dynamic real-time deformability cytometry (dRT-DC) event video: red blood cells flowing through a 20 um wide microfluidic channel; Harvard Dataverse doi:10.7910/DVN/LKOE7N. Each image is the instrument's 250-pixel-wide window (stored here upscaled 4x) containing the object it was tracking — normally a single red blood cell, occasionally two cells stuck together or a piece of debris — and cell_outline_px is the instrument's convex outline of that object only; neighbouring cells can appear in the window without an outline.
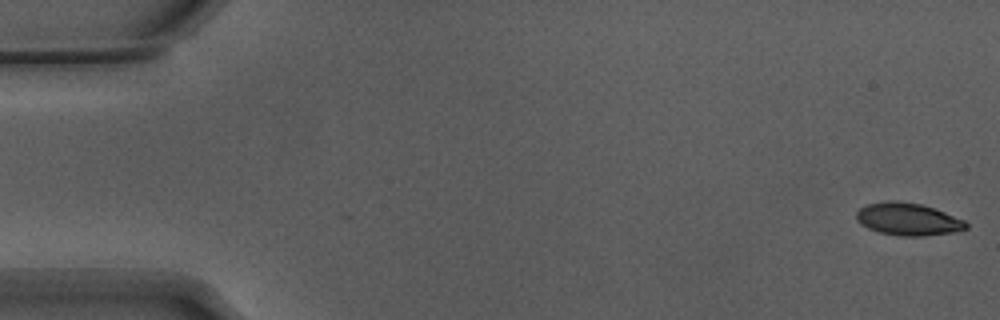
{"species": "Egyptian fruit bat (a non-hibernating species)", "species_latin": "Rousettus aegyptiacus", "temperature_condition": "warm", "stored_images_in_passage": 54, "camera_frame_rate_fps": 3000, "um_per_image_px": 0.085, "animal": {"sex": "male"}, "frame": {"image": 1, "passage_image": 1, "time_ms": 0.0, "image_size_px": [1000, 320], "cell_outline_px": [[968, 228], [952, 232], [924, 236], [900, 236], [880, 232], [868, 228], [860, 224], [856, 220], [856, 212], [860, 208], [868, 204], [892, 200], [896, 200], [920, 204], [944, 212], [964, 220], [968, 224]], "centroid_in_image_um": [77.16, 18.63], "position_along_channel_um": 7.8, "area_um2": 20.58}}
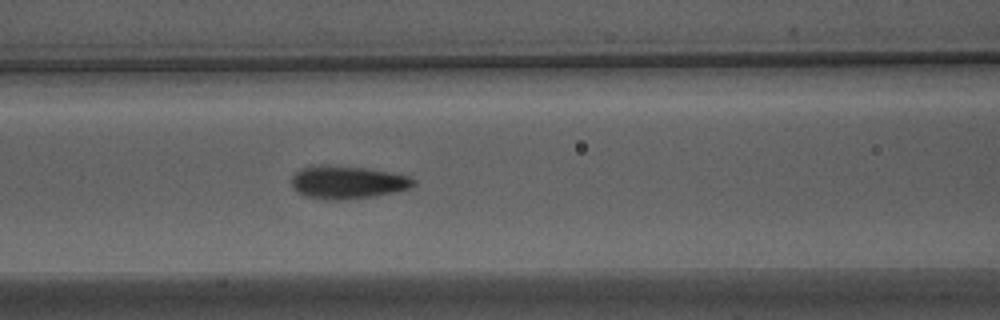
{"frame": {"image": 2, "passage_image": 23, "time_ms": 7.333, "image_size_px": [1000, 320], "cell_outline_px": [[416, 184], [408, 188], [392, 192], [372, 196], [344, 200], [328, 200], [304, 196], [292, 188], [292, 176], [300, 168], [312, 164], [328, 164], [364, 168], [392, 172], [408, 176], [416, 180]], "centroid_in_image_um": [29.48, 15.47], "position_along_channel_um": 137.1, "area_um2": 23.64}}
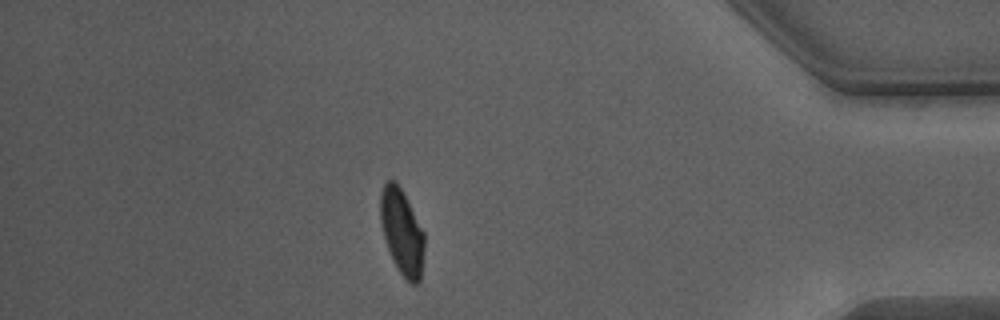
{"frame": {"image": 3, "passage_image": 47, "time_ms": 15.333, "image_size_px": [1000, 320], "cell_outline_px": [[424, 248], [420, 280], [416, 284], [412, 284], [404, 280], [392, 260], [384, 236], [380, 220], [380, 192], [384, 184], [388, 180], [396, 180], [424, 232]], "centroid_in_image_um": [34.15, 19.73], "position_along_channel_um": 401.1, "area_um2": 21.85}, "authors_computed_cell_mechanics": {"area_um2": 22.0796, "velocity_mm_per_s": 3.8262, "shape_relaxation_time_tau1_ms": 3.5687, "shape_relaxation_time_tau2_ms": 0.6719, "deformation_change_tau1": 0.1613, "deformation_change_tau2": 0.071}}